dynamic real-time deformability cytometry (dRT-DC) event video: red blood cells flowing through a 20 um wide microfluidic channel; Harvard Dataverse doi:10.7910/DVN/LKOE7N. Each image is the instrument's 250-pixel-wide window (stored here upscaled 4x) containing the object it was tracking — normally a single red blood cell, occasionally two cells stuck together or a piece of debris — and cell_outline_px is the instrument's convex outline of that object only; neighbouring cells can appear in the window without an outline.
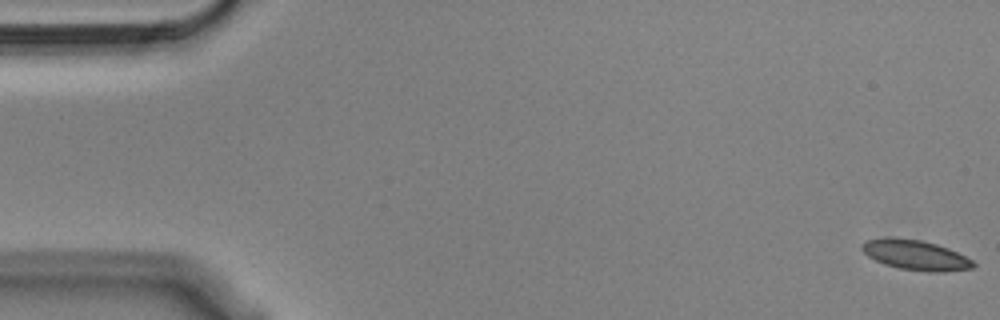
{"species": "Egyptian fruit bat (a non-hibernating species)", "species_latin": "Rousettus aegyptiacus", "temperature_condition": "cold", "stored_images_in_passage": 18, "camera_frame_rate_fps": 3000, "um_per_image_px": 0.085, "animal": {"sex": "male"}, "frame": {"image": 1, "passage_image": 1, "time_ms": 0.0, "image_size_px": [1000, 320], "cell_outline_px": [[976, 264], [972, 268], [940, 272], [928, 272], [900, 268], [884, 264], [868, 256], [860, 248], [860, 244], [864, 240], [888, 236], [892, 236], [920, 240], [936, 244], [948, 248], [972, 260]], "centroid_in_image_um": [77.76, 21.65], "position_along_channel_um": 7.2, "area_um2": 19.54}}
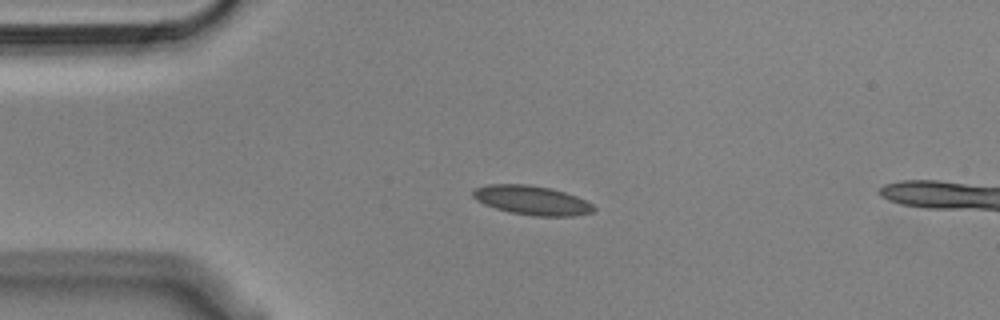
{"frame": {"image": 2, "passage_image": 13, "time_ms": 4.0, "image_size_px": [1000, 320], "cell_outline_px": [[596, 208], [592, 212], [572, 216], [532, 216], [508, 212], [484, 204], [476, 200], [472, 196], [472, 192], [476, 188], [488, 184], [528, 184], [552, 188], [576, 196], [592, 204]], "centroid_in_image_um": [45.19, 17.02], "position_along_channel_um": 39.8, "area_um2": 20.58}}